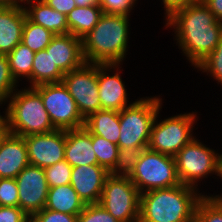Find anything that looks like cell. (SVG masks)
I'll return each mask as SVG.
<instances>
[{
    "label": "cell",
    "mask_w": 222,
    "mask_h": 222,
    "mask_svg": "<svg viewBox=\"0 0 222 222\" xmlns=\"http://www.w3.org/2000/svg\"><path fill=\"white\" fill-rule=\"evenodd\" d=\"M165 26H173L178 46L195 67L215 49L222 36V22L202 0L176 10Z\"/></svg>",
    "instance_id": "1"
},
{
    "label": "cell",
    "mask_w": 222,
    "mask_h": 222,
    "mask_svg": "<svg viewBox=\"0 0 222 222\" xmlns=\"http://www.w3.org/2000/svg\"><path fill=\"white\" fill-rule=\"evenodd\" d=\"M197 191L180 184L141 193L138 222H195L197 205L204 197Z\"/></svg>",
    "instance_id": "2"
},
{
    "label": "cell",
    "mask_w": 222,
    "mask_h": 222,
    "mask_svg": "<svg viewBox=\"0 0 222 222\" xmlns=\"http://www.w3.org/2000/svg\"><path fill=\"white\" fill-rule=\"evenodd\" d=\"M129 15L103 13L95 27L82 38L85 62L121 64L128 51Z\"/></svg>",
    "instance_id": "3"
},
{
    "label": "cell",
    "mask_w": 222,
    "mask_h": 222,
    "mask_svg": "<svg viewBox=\"0 0 222 222\" xmlns=\"http://www.w3.org/2000/svg\"><path fill=\"white\" fill-rule=\"evenodd\" d=\"M17 90V91H16ZM9 97L4 115L5 131L17 135L48 133L56 130L41 95L33 88L16 89Z\"/></svg>",
    "instance_id": "4"
},
{
    "label": "cell",
    "mask_w": 222,
    "mask_h": 222,
    "mask_svg": "<svg viewBox=\"0 0 222 222\" xmlns=\"http://www.w3.org/2000/svg\"><path fill=\"white\" fill-rule=\"evenodd\" d=\"M159 97L136 100L119 112L120 135L118 147L147 148L151 127L162 107Z\"/></svg>",
    "instance_id": "5"
},
{
    "label": "cell",
    "mask_w": 222,
    "mask_h": 222,
    "mask_svg": "<svg viewBox=\"0 0 222 222\" xmlns=\"http://www.w3.org/2000/svg\"><path fill=\"white\" fill-rule=\"evenodd\" d=\"M174 159L181 184L197 188V182L212 173L222 178V154L216 153L196 138L186 144Z\"/></svg>",
    "instance_id": "6"
},
{
    "label": "cell",
    "mask_w": 222,
    "mask_h": 222,
    "mask_svg": "<svg viewBox=\"0 0 222 222\" xmlns=\"http://www.w3.org/2000/svg\"><path fill=\"white\" fill-rule=\"evenodd\" d=\"M140 193L180 185L172 156L144 149L129 177Z\"/></svg>",
    "instance_id": "7"
},
{
    "label": "cell",
    "mask_w": 222,
    "mask_h": 222,
    "mask_svg": "<svg viewBox=\"0 0 222 222\" xmlns=\"http://www.w3.org/2000/svg\"><path fill=\"white\" fill-rule=\"evenodd\" d=\"M158 111L151 127L148 149L174 157L194 137L192 132L195 113H185L168 117L159 123Z\"/></svg>",
    "instance_id": "8"
},
{
    "label": "cell",
    "mask_w": 222,
    "mask_h": 222,
    "mask_svg": "<svg viewBox=\"0 0 222 222\" xmlns=\"http://www.w3.org/2000/svg\"><path fill=\"white\" fill-rule=\"evenodd\" d=\"M140 196L141 193L129 177L109 175L99 204L119 222H138Z\"/></svg>",
    "instance_id": "9"
},
{
    "label": "cell",
    "mask_w": 222,
    "mask_h": 222,
    "mask_svg": "<svg viewBox=\"0 0 222 222\" xmlns=\"http://www.w3.org/2000/svg\"><path fill=\"white\" fill-rule=\"evenodd\" d=\"M33 88L41 95L55 129L72 130L84 127L85 119L63 82L41 84Z\"/></svg>",
    "instance_id": "10"
},
{
    "label": "cell",
    "mask_w": 222,
    "mask_h": 222,
    "mask_svg": "<svg viewBox=\"0 0 222 222\" xmlns=\"http://www.w3.org/2000/svg\"><path fill=\"white\" fill-rule=\"evenodd\" d=\"M62 82L75 100L78 111L84 119L101 110L98 94V63L85 62L79 68L65 73Z\"/></svg>",
    "instance_id": "11"
},
{
    "label": "cell",
    "mask_w": 222,
    "mask_h": 222,
    "mask_svg": "<svg viewBox=\"0 0 222 222\" xmlns=\"http://www.w3.org/2000/svg\"><path fill=\"white\" fill-rule=\"evenodd\" d=\"M18 187L19 207L32 216L46 204L49 185L44 169L29 164L15 178Z\"/></svg>",
    "instance_id": "12"
},
{
    "label": "cell",
    "mask_w": 222,
    "mask_h": 222,
    "mask_svg": "<svg viewBox=\"0 0 222 222\" xmlns=\"http://www.w3.org/2000/svg\"><path fill=\"white\" fill-rule=\"evenodd\" d=\"M31 165L46 168L65 158L66 130L24 136Z\"/></svg>",
    "instance_id": "13"
},
{
    "label": "cell",
    "mask_w": 222,
    "mask_h": 222,
    "mask_svg": "<svg viewBox=\"0 0 222 222\" xmlns=\"http://www.w3.org/2000/svg\"><path fill=\"white\" fill-rule=\"evenodd\" d=\"M110 173L98 164L72 167L70 185L85 205L99 203Z\"/></svg>",
    "instance_id": "14"
},
{
    "label": "cell",
    "mask_w": 222,
    "mask_h": 222,
    "mask_svg": "<svg viewBox=\"0 0 222 222\" xmlns=\"http://www.w3.org/2000/svg\"><path fill=\"white\" fill-rule=\"evenodd\" d=\"M120 64H98V94L100 98L101 109L114 110L120 112L123 108L129 106L127 102V89L122 82L120 72L110 76V69L118 71ZM110 68V69H109Z\"/></svg>",
    "instance_id": "15"
},
{
    "label": "cell",
    "mask_w": 222,
    "mask_h": 222,
    "mask_svg": "<svg viewBox=\"0 0 222 222\" xmlns=\"http://www.w3.org/2000/svg\"><path fill=\"white\" fill-rule=\"evenodd\" d=\"M30 164L24 138L3 131L0 135V178H16Z\"/></svg>",
    "instance_id": "16"
},
{
    "label": "cell",
    "mask_w": 222,
    "mask_h": 222,
    "mask_svg": "<svg viewBox=\"0 0 222 222\" xmlns=\"http://www.w3.org/2000/svg\"><path fill=\"white\" fill-rule=\"evenodd\" d=\"M50 53L53 63L65 74L85 63L82 51V39L68 34L54 35L45 48Z\"/></svg>",
    "instance_id": "17"
},
{
    "label": "cell",
    "mask_w": 222,
    "mask_h": 222,
    "mask_svg": "<svg viewBox=\"0 0 222 222\" xmlns=\"http://www.w3.org/2000/svg\"><path fill=\"white\" fill-rule=\"evenodd\" d=\"M26 17L24 7L0 6V54H9L21 43Z\"/></svg>",
    "instance_id": "18"
},
{
    "label": "cell",
    "mask_w": 222,
    "mask_h": 222,
    "mask_svg": "<svg viewBox=\"0 0 222 222\" xmlns=\"http://www.w3.org/2000/svg\"><path fill=\"white\" fill-rule=\"evenodd\" d=\"M72 167L98 164L92 134L85 128L66 130L65 158Z\"/></svg>",
    "instance_id": "19"
},
{
    "label": "cell",
    "mask_w": 222,
    "mask_h": 222,
    "mask_svg": "<svg viewBox=\"0 0 222 222\" xmlns=\"http://www.w3.org/2000/svg\"><path fill=\"white\" fill-rule=\"evenodd\" d=\"M29 8L24 5L27 18L55 35L68 34L69 27L65 14L49 7L43 0H26Z\"/></svg>",
    "instance_id": "20"
},
{
    "label": "cell",
    "mask_w": 222,
    "mask_h": 222,
    "mask_svg": "<svg viewBox=\"0 0 222 222\" xmlns=\"http://www.w3.org/2000/svg\"><path fill=\"white\" fill-rule=\"evenodd\" d=\"M84 127L94 135L118 144L120 135L119 112L114 110H98L85 119Z\"/></svg>",
    "instance_id": "21"
},
{
    "label": "cell",
    "mask_w": 222,
    "mask_h": 222,
    "mask_svg": "<svg viewBox=\"0 0 222 222\" xmlns=\"http://www.w3.org/2000/svg\"><path fill=\"white\" fill-rule=\"evenodd\" d=\"M84 207V202L70 184L49 187L44 208L78 216Z\"/></svg>",
    "instance_id": "22"
},
{
    "label": "cell",
    "mask_w": 222,
    "mask_h": 222,
    "mask_svg": "<svg viewBox=\"0 0 222 222\" xmlns=\"http://www.w3.org/2000/svg\"><path fill=\"white\" fill-rule=\"evenodd\" d=\"M102 14L100 5L73 8L66 15L69 33L82 39L95 27Z\"/></svg>",
    "instance_id": "23"
},
{
    "label": "cell",
    "mask_w": 222,
    "mask_h": 222,
    "mask_svg": "<svg viewBox=\"0 0 222 222\" xmlns=\"http://www.w3.org/2000/svg\"><path fill=\"white\" fill-rule=\"evenodd\" d=\"M63 77L64 73L53 63L50 53H47L45 49L35 52L32 73L27 79L30 80L31 87L41 84L62 82Z\"/></svg>",
    "instance_id": "24"
},
{
    "label": "cell",
    "mask_w": 222,
    "mask_h": 222,
    "mask_svg": "<svg viewBox=\"0 0 222 222\" xmlns=\"http://www.w3.org/2000/svg\"><path fill=\"white\" fill-rule=\"evenodd\" d=\"M34 55L35 52L23 43H19L7 54L11 75L17 83L19 77L28 79L31 76Z\"/></svg>",
    "instance_id": "25"
},
{
    "label": "cell",
    "mask_w": 222,
    "mask_h": 222,
    "mask_svg": "<svg viewBox=\"0 0 222 222\" xmlns=\"http://www.w3.org/2000/svg\"><path fill=\"white\" fill-rule=\"evenodd\" d=\"M54 35L50 30L31 22L26 17L21 43L28 46L33 52H38L50 44Z\"/></svg>",
    "instance_id": "26"
},
{
    "label": "cell",
    "mask_w": 222,
    "mask_h": 222,
    "mask_svg": "<svg viewBox=\"0 0 222 222\" xmlns=\"http://www.w3.org/2000/svg\"><path fill=\"white\" fill-rule=\"evenodd\" d=\"M146 148L139 147H119L116 163L109 172L115 177H130L136 167L142 151Z\"/></svg>",
    "instance_id": "27"
},
{
    "label": "cell",
    "mask_w": 222,
    "mask_h": 222,
    "mask_svg": "<svg viewBox=\"0 0 222 222\" xmlns=\"http://www.w3.org/2000/svg\"><path fill=\"white\" fill-rule=\"evenodd\" d=\"M92 146L96 154L98 165L110 172L117 160L119 147L105 138L92 134Z\"/></svg>",
    "instance_id": "28"
},
{
    "label": "cell",
    "mask_w": 222,
    "mask_h": 222,
    "mask_svg": "<svg viewBox=\"0 0 222 222\" xmlns=\"http://www.w3.org/2000/svg\"><path fill=\"white\" fill-rule=\"evenodd\" d=\"M195 222H222V197L204 195L197 205Z\"/></svg>",
    "instance_id": "29"
},
{
    "label": "cell",
    "mask_w": 222,
    "mask_h": 222,
    "mask_svg": "<svg viewBox=\"0 0 222 222\" xmlns=\"http://www.w3.org/2000/svg\"><path fill=\"white\" fill-rule=\"evenodd\" d=\"M44 172L49 187L70 184L72 166L65 159L44 168Z\"/></svg>",
    "instance_id": "30"
},
{
    "label": "cell",
    "mask_w": 222,
    "mask_h": 222,
    "mask_svg": "<svg viewBox=\"0 0 222 222\" xmlns=\"http://www.w3.org/2000/svg\"><path fill=\"white\" fill-rule=\"evenodd\" d=\"M222 85V36L215 49L196 67Z\"/></svg>",
    "instance_id": "31"
},
{
    "label": "cell",
    "mask_w": 222,
    "mask_h": 222,
    "mask_svg": "<svg viewBox=\"0 0 222 222\" xmlns=\"http://www.w3.org/2000/svg\"><path fill=\"white\" fill-rule=\"evenodd\" d=\"M17 82L12 77L6 54H0V106L8 101L10 95L16 90Z\"/></svg>",
    "instance_id": "32"
},
{
    "label": "cell",
    "mask_w": 222,
    "mask_h": 222,
    "mask_svg": "<svg viewBox=\"0 0 222 222\" xmlns=\"http://www.w3.org/2000/svg\"><path fill=\"white\" fill-rule=\"evenodd\" d=\"M78 222H119L99 203L85 205Z\"/></svg>",
    "instance_id": "33"
},
{
    "label": "cell",
    "mask_w": 222,
    "mask_h": 222,
    "mask_svg": "<svg viewBox=\"0 0 222 222\" xmlns=\"http://www.w3.org/2000/svg\"><path fill=\"white\" fill-rule=\"evenodd\" d=\"M0 206H19L18 187L14 178H0Z\"/></svg>",
    "instance_id": "34"
},
{
    "label": "cell",
    "mask_w": 222,
    "mask_h": 222,
    "mask_svg": "<svg viewBox=\"0 0 222 222\" xmlns=\"http://www.w3.org/2000/svg\"><path fill=\"white\" fill-rule=\"evenodd\" d=\"M30 220L32 222H78V216L43 208L32 215Z\"/></svg>",
    "instance_id": "35"
},
{
    "label": "cell",
    "mask_w": 222,
    "mask_h": 222,
    "mask_svg": "<svg viewBox=\"0 0 222 222\" xmlns=\"http://www.w3.org/2000/svg\"><path fill=\"white\" fill-rule=\"evenodd\" d=\"M137 0H100L103 13L126 14L135 6Z\"/></svg>",
    "instance_id": "36"
},
{
    "label": "cell",
    "mask_w": 222,
    "mask_h": 222,
    "mask_svg": "<svg viewBox=\"0 0 222 222\" xmlns=\"http://www.w3.org/2000/svg\"><path fill=\"white\" fill-rule=\"evenodd\" d=\"M28 216L19 206H0V222H28Z\"/></svg>",
    "instance_id": "37"
},
{
    "label": "cell",
    "mask_w": 222,
    "mask_h": 222,
    "mask_svg": "<svg viewBox=\"0 0 222 222\" xmlns=\"http://www.w3.org/2000/svg\"><path fill=\"white\" fill-rule=\"evenodd\" d=\"M49 7L67 15L73 8H76L75 0H43Z\"/></svg>",
    "instance_id": "38"
},
{
    "label": "cell",
    "mask_w": 222,
    "mask_h": 222,
    "mask_svg": "<svg viewBox=\"0 0 222 222\" xmlns=\"http://www.w3.org/2000/svg\"><path fill=\"white\" fill-rule=\"evenodd\" d=\"M165 8L166 19L170 17L176 10L184 8L199 0H162Z\"/></svg>",
    "instance_id": "39"
},
{
    "label": "cell",
    "mask_w": 222,
    "mask_h": 222,
    "mask_svg": "<svg viewBox=\"0 0 222 222\" xmlns=\"http://www.w3.org/2000/svg\"><path fill=\"white\" fill-rule=\"evenodd\" d=\"M219 22H222V0H202Z\"/></svg>",
    "instance_id": "40"
},
{
    "label": "cell",
    "mask_w": 222,
    "mask_h": 222,
    "mask_svg": "<svg viewBox=\"0 0 222 222\" xmlns=\"http://www.w3.org/2000/svg\"><path fill=\"white\" fill-rule=\"evenodd\" d=\"M25 1L26 0H0V6H2V7H24L22 2L25 5Z\"/></svg>",
    "instance_id": "41"
},
{
    "label": "cell",
    "mask_w": 222,
    "mask_h": 222,
    "mask_svg": "<svg viewBox=\"0 0 222 222\" xmlns=\"http://www.w3.org/2000/svg\"><path fill=\"white\" fill-rule=\"evenodd\" d=\"M76 6L86 7L100 5V0H75Z\"/></svg>",
    "instance_id": "42"
},
{
    "label": "cell",
    "mask_w": 222,
    "mask_h": 222,
    "mask_svg": "<svg viewBox=\"0 0 222 222\" xmlns=\"http://www.w3.org/2000/svg\"><path fill=\"white\" fill-rule=\"evenodd\" d=\"M0 130H5L4 128V116L0 115Z\"/></svg>",
    "instance_id": "43"
}]
</instances>
